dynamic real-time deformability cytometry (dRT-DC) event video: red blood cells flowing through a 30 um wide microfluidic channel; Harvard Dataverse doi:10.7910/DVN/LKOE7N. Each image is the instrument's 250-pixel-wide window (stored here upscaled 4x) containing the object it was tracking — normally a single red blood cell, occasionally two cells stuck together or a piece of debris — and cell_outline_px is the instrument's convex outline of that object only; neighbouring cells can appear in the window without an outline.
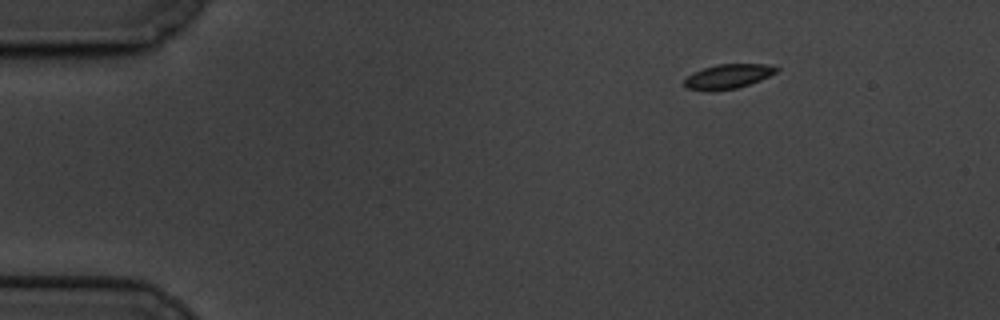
{"species": "common noctule bat (a hibernating species)", "species_latin": "Nyctalus noctula", "temperature_condition": "cold", "stored_images_in_passage": 53, "camera_frame_rate_fps": 3000, "um_per_image_px": 0.085, "animal": {"sex": "male", "body_mass_g": 19.5, "forearm_length_mm": 54.6}, "frame": {"image": 1, "passage_image": 1, "time_ms": 0.0, "image_size_px": [1000, 320], "cell_outline_px": [[780, 68], [776, 72], [760, 80], [736, 88], [712, 92], [708, 92], [684, 88], [684, 80], [692, 72], [716, 64], [764, 64]], "centroid_in_image_um": [61.81, 6.51], "position_along_channel_um": 23.2, "area_um2": 13.24}}
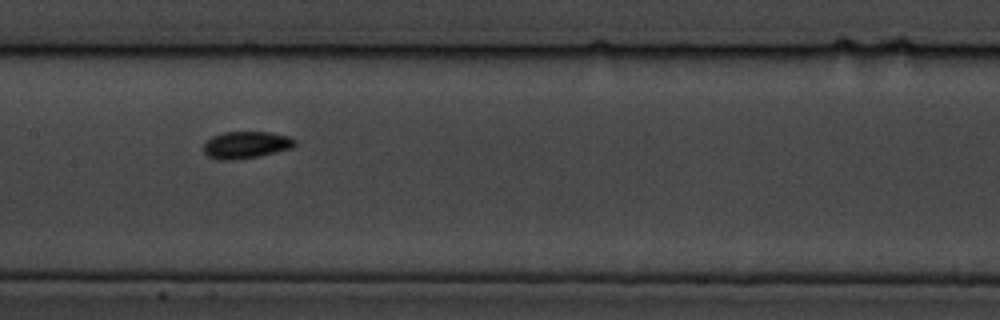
{"frame": {"image": 2, "passage_image": 23, "time_ms": 7.333, "image_size_px": [1000, 320], "cell_outline_px": [[296, 144], [292, 148], [260, 156], [232, 160], [220, 160], [208, 156], [204, 152], [204, 144], [212, 136], [224, 132], [268, 132], [288, 136], [296, 140]], "centroid_in_image_um": [20.92, 12.32], "position_along_channel_um": 186.5, "area_um2": 14.33}}
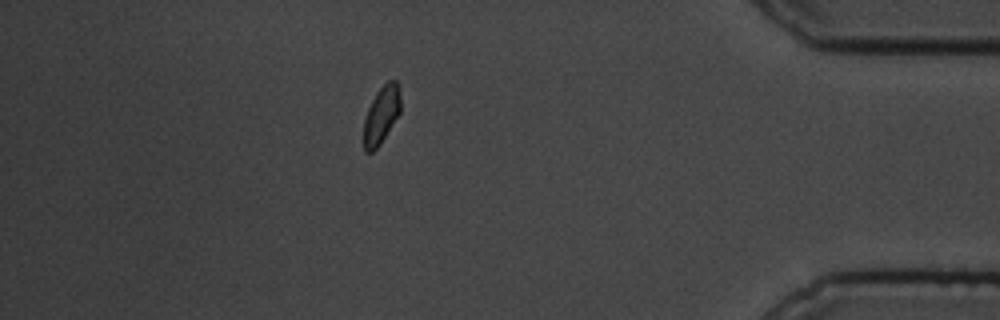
{"frame": {"image": 3, "passage_image": 46, "time_ms": 15.0, "image_size_px": [1000, 320], "cell_outline_px": [[400, 112], [380, 144], [372, 152], [364, 152], [364, 120], [368, 108], [376, 92], [388, 80], [396, 80], [400, 92]], "centroid_in_image_um": [32.41, 9.76], "position_along_channel_um": 402.8, "area_um2": 12.2}, "authors_computed_cell_mechanics": {"area_um2": 13.294, "velocity_mm_per_s": 3.3292, "shape_relaxation_time_tau1_ms": null, "shape_relaxation_time_tau2_ms": 6.5431, "deformation_change_tau1": null, "deformation_change_tau2": 0.0805}}